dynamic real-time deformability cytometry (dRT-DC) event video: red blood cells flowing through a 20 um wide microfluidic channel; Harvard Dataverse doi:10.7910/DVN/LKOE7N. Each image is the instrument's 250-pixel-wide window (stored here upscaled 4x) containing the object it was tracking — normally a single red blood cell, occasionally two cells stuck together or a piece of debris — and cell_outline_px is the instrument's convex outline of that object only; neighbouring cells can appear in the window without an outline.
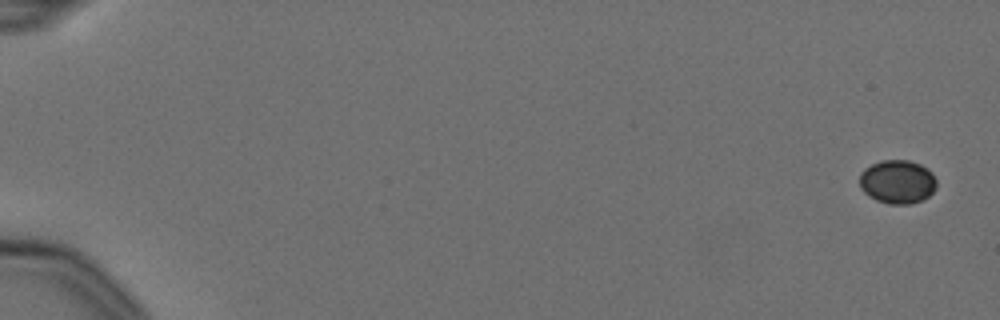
{"species": "Egyptian fruit bat (a non-hibernating species)", "species_latin": "Rousettus aegyptiacus", "temperature_condition": "cold", "stored_images_in_passage": 5, "camera_frame_rate_fps": 3000, "um_per_image_px": 0.085, "animal": {"sex": "female"}, "frame": {"image": 1, "passage_image": 5, "time_ms": 1.333, "image_size_px": [1000, 320], "cell_outline_px": [[936, 188], [924, 200], [908, 204], [888, 204], [876, 200], [868, 196], [860, 188], [860, 172], [864, 168], [880, 160], [908, 160], [920, 164], [928, 168], [932, 172], [936, 180]], "centroid_in_image_um": [76.28, 15.45], "position_along_channel_um": 8.7, "area_um2": 19.83}}